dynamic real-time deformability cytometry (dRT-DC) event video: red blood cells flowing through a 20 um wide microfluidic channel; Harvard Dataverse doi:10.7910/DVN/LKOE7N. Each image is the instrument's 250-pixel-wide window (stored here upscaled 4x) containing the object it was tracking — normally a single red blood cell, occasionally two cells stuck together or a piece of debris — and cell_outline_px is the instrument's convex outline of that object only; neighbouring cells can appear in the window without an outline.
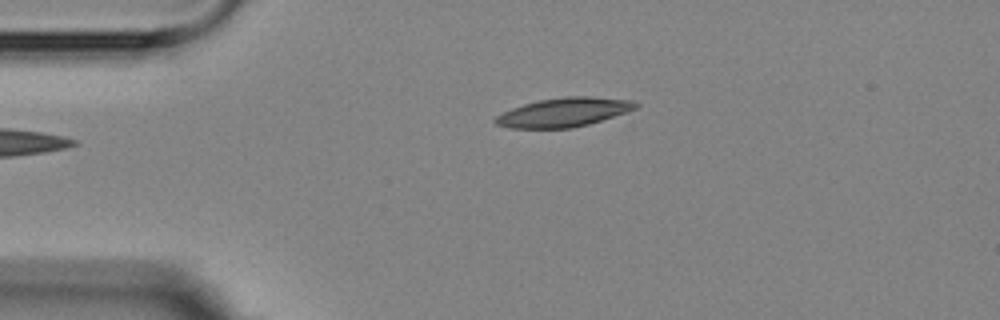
{"species": "Egyptian fruit bat (a non-hibernating species)", "species_latin": "Rousettus aegyptiacus", "temperature_condition": "room temperature", "stored_images_in_passage": 2, "camera_frame_rate_fps": 3000, "um_per_image_px": 0.085, "animal": {"sex": "female"}, "frame": {"image": 1, "passage_image": 2, "time_ms": 1.0, "image_size_px": [1000, 320], "cell_outline_px": [[640, 104], [636, 108], [588, 124], [572, 128], [508, 128], [496, 124], [492, 120], [496, 116], [512, 108], [524, 104], [540, 100], [568, 96], [592, 96], [632, 100]], "centroid_in_image_um": [47.89, 9.54], "position_along_channel_um": 37.1, "area_um2": 23.47}}